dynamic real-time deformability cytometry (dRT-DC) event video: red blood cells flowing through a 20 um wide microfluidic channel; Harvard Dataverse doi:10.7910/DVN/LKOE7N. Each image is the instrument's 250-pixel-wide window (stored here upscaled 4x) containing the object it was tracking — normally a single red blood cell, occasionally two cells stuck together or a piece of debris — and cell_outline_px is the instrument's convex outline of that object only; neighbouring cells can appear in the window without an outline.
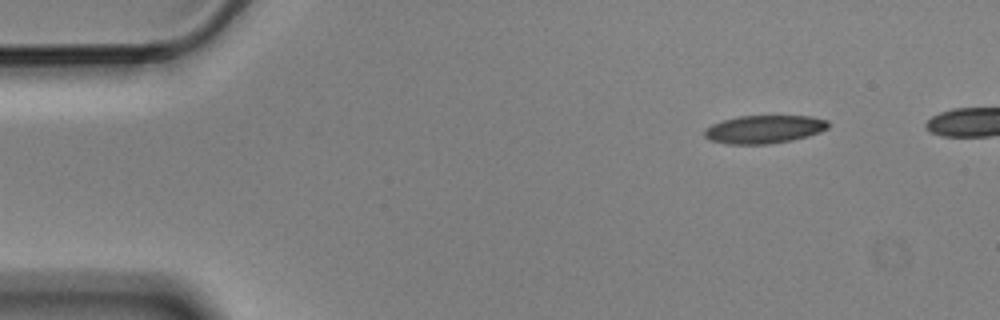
{"species": "Egyptian fruit bat (a non-hibernating species)", "species_latin": "Rousettus aegyptiacus", "temperature_condition": "cold", "stored_images_in_passage": 6, "segment_of_instrument_passage": [2, 2], "camera_frame_rate_fps": 3000, "um_per_image_px": 0.085, "animal": {"sex": "male"}, "frame": {"image": 1, "passage_image": 6, "time_ms": 1.667, "image_size_px": [1000, 320], "cell_outline_px": [[828, 128], [820, 132], [808, 136], [792, 140], [768, 144], [728, 144], [712, 140], [704, 136], [704, 132], [712, 124], [724, 120], [740, 116], [812, 116], [828, 120]], "centroid_in_image_um": [65.0, 10.99], "position_along_channel_um": 20.0, "area_um2": 20.11}}